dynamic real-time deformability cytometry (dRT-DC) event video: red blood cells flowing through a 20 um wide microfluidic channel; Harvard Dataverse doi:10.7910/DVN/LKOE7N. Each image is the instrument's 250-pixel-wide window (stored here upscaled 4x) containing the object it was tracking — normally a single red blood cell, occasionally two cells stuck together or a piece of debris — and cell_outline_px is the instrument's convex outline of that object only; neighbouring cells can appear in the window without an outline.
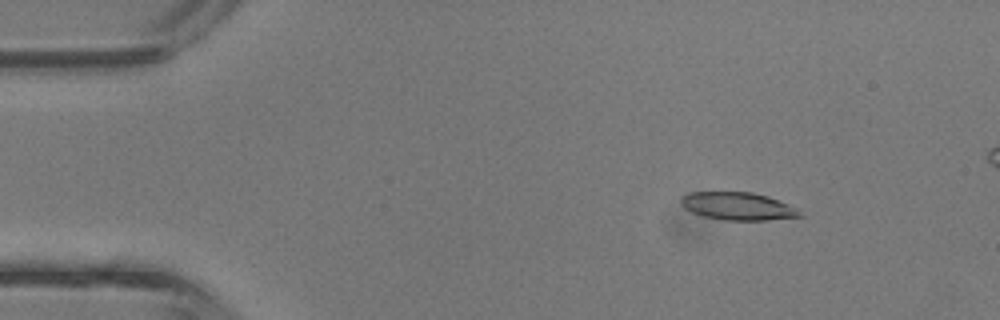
{"species": "common noctule bat (a hibernating species)", "species_latin": "Nyctalus noctula", "temperature_condition": "room temperature", "stored_images_in_passage": 42, "camera_frame_rate_fps": 3000, "um_per_image_px": 0.085, "animal": {"sex": "male", "body_mass_g": 13.3}, "frame": {"image": 1, "passage_image": 6, "time_ms": 1.667, "image_size_px": [1000, 320], "cell_outline_px": [[804, 216], [768, 220], [724, 220], [704, 216], [692, 212], [684, 208], [680, 204], [680, 196], [692, 192], [752, 192], [768, 196], [788, 204]], "centroid_in_image_um": [62.67, 17.52], "position_along_channel_um": 22.3, "area_um2": 19.13}}
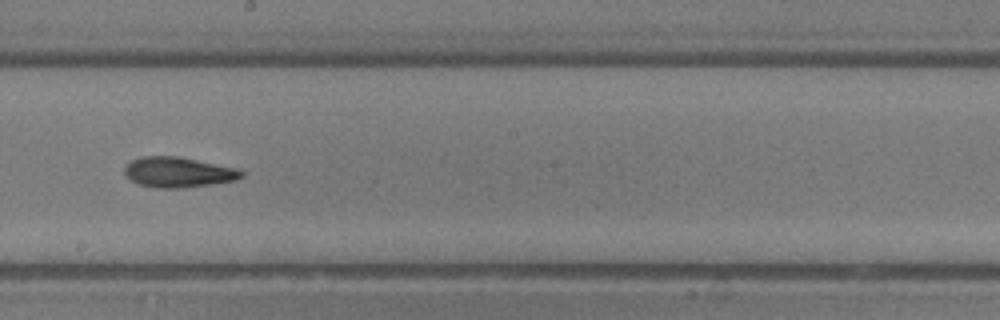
{"frame": {"image": 2, "passage_image": 24, "time_ms": 7.667, "image_size_px": [1000, 320], "cell_outline_px": [[244, 176], [236, 180], [212, 184], [180, 188], [156, 188], [136, 184], [128, 180], [124, 172], [124, 168], [132, 160], [144, 156], [176, 156], [236, 168], [244, 172]], "centroid_in_image_um": [15.12, 14.65], "position_along_channel_um": 233.1, "area_um2": 20.63}}
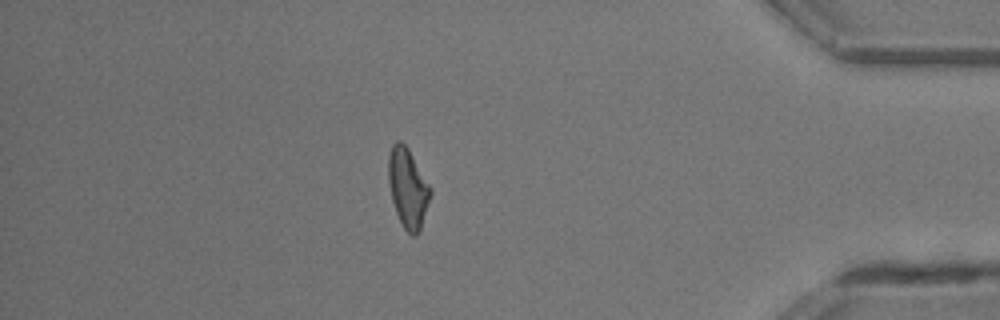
{"frame": {"image": 3, "passage_image": 37, "time_ms": 12.0, "image_size_px": [1000, 320], "cell_outline_px": [[432, 192], [420, 232], [416, 236], [412, 236], [404, 228], [396, 212], [392, 200], [388, 180], [388, 156], [392, 144], [396, 140], [400, 140], [408, 148], [432, 188]], "centroid_in_image_um": [34.67, 15.98], "position_along_channel_um": 400.5, "area_um2": 19.59}, "authors_computed_cell_mechanics": {"area_um2": 19.5653, "velocity_mm_per_s": 4.8392, "shape_relaxation_time_tau1_ms": 8.2171, "shape_relaxation_time_tau2_ms": 4.3725, "deformation_change_tau1": 0.2339, "deformation_change_tau2": 0.1654}}